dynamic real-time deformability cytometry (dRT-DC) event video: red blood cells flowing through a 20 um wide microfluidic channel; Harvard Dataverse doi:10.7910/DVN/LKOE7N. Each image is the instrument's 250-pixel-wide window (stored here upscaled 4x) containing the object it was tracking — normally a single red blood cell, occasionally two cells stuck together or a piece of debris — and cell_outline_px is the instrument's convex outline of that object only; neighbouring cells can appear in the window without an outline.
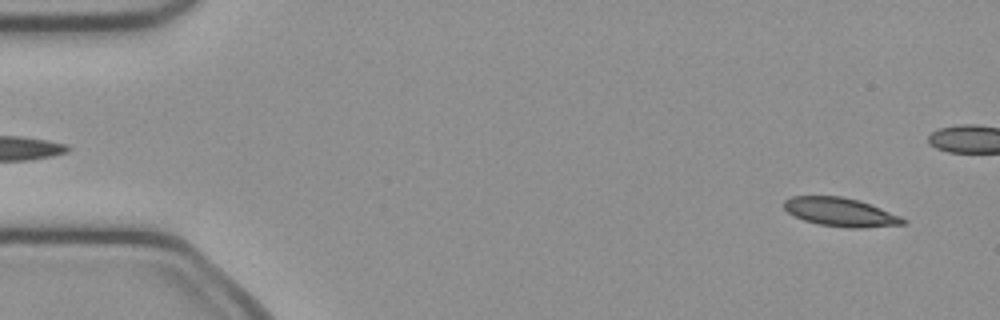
{"species": "common noctule bat (a hibernating species)", "species_latin": "Nyctalus noctula", "temperature_condition": "cold", "stored_images_in_passage": 51, "camera_frame_rate_fps": 3000, "um_per_image_px": 0.085, "animal": {"sex": "female", "body_mass_g": 21.9}, "frame": {"image": 1, "passage_image": 3, "time_ms": 0.667, "image_size_px": [1000, 320], "cell_outline_px": [[908, 224], [864, 228], [848, 228], [820, 224], [804, 220], [788, 212], [784, 208], [784, 200], [792, 196], [840, 196], [860, 200], [900, 216], [908, 220]], "centroid_in_image_um": [71.48, 18.03], "position_along_channel_um": 13.5, "area_um2": 19.88}}
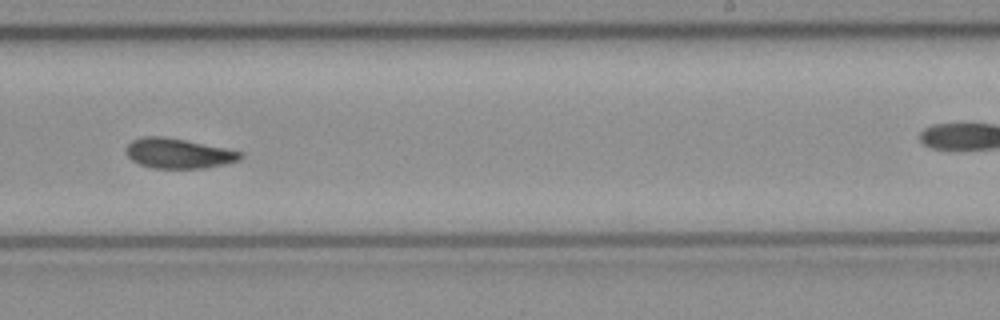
{"frame": {"image": 2, "passage_image": 31, "time_ms": 10.0, "image_size_px": [1000, 320], "cell_outline_px": [[244, 156], [240, 160], [224, 164], [204, 168], [152, 168], [140, 164], [132, 160], [124, 152], [124, 148], [132, 140], [144, 136], [160, 136], [184, 140], [224, 148], [240, 152]], "centroid_in_image_um": [15.11, 13.04], "position_along_channel_um": 273.9, "area_um2": 19.83}}
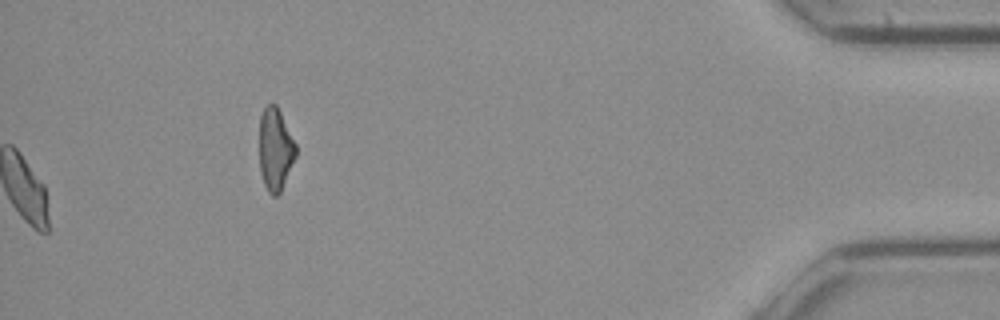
{"frame": {"image": 3, "passage_image": 51, "time_ms": 16.667, "image_size_px": [1000, 320], "cell_outline_px": [[296, 156], [280, 192], [276, 196], [272, 196], [268, 192], [264, 184], [260, 172], [260, 116], [264, 108], [268, 104], [276, 104], [296, 144]], "centroid_in_image_um": [23.4, 12.7], "position_along_channel_um": 411.8, "area_um2": 17.34}, "authors_computed_cell_mechanics": {"area_um2": 20.1144, "velocity_mm_per_s": 4.0203, "shape_relaxation_time_tau1_ms": null, "shape_relaxation_time_tau2_ms": 3.8003, "deformation_change_tau1": null, "deformation_change_tau2": 0.0899}}